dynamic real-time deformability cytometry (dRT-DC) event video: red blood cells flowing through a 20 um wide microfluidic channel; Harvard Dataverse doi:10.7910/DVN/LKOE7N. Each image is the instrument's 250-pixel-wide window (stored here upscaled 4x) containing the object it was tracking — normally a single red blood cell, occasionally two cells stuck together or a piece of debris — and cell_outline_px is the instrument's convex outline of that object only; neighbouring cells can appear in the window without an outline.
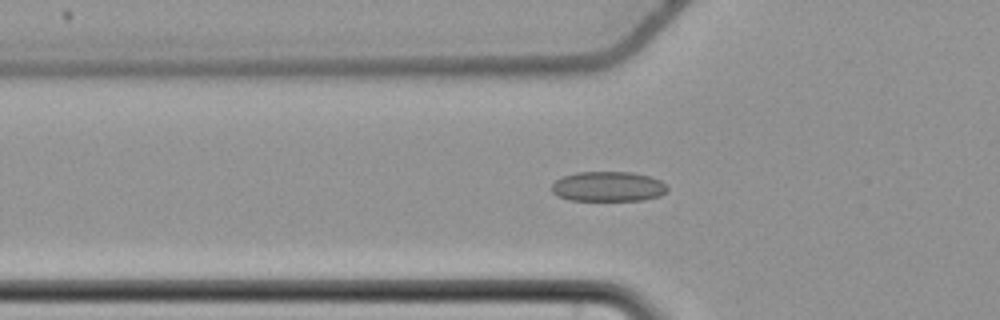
{"species": "common noctule bat (a hibernating species)", "species_latin": "Nyctalus noctula", "temperature_condition": "cold", "stored_images_in_passage": 58, "camera_frame_rate_fps": 3000, "um_per_image_px": 0.085, "animal": {"sex": "female", "body_mass_g": 22.7, "forearm_length_mm": 54.2}, "frame": {"image": 1, "passage_image": 21, "time_ms": 6.667, "image_size_px": [1000, 320], "cell_outline_px": [[668, 188], [660, 196], [644, 200], [568, 200], [552, 192], [552, 184], [556, 180], [564, 176], [576, 172], [632, 172], [648, 176], [660, 180]], "centroid_in_image_um": [51.69, 15.85], "position_along_channel_um": 74.1, "area_um2": 20.06}}
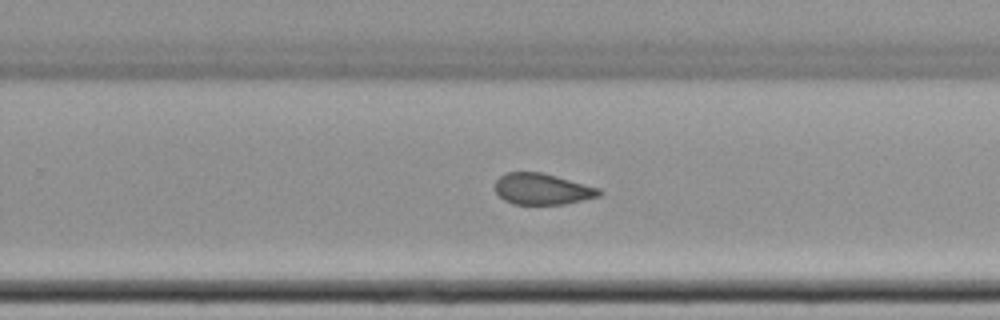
{"frame": {"image": 2, "passage_image": 38, "time_ms": 12.333, "image_size_px": [1000, 320], "cell_outline_px": [[604, 192], [600, 196], [564, 204], [512, 204], [504, 200], [496, 192], [496, 180], [500, 176], [508, 172], [540, 172], [556, 176], [600, 188]], "centroid_in_image_um": [46.11, 16.07], "position_along_channel_um": 283.7, "area_um2": 18.84}}
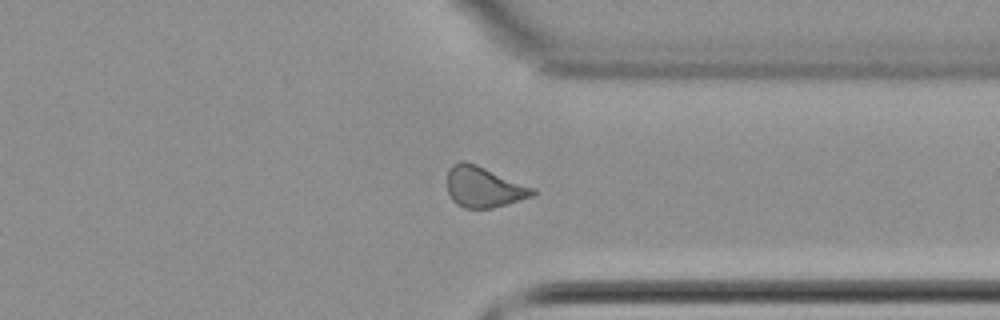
{"frame": {"image": 3, "passage_image": 45, "time_ms": 14.667, "image_size_px": [1000, 320], "cell_outline_px": [[536, 192], [532, 196], [508, 204], [492, 208], [464, 208], [456, 204], [448, 196], [448, 168], [452, 164], [460, 160], [464, 160], [476, 164], [536, 188]], "centroid_in_image_um": [41.11, 15.89], "position_along_channel_um": 370.3, "area_um2": 20.52}, "authors_computed_cell_mechanics": {"area_um2": 20.2011, "velocity_mm_per_s": 3.714, "shape_relaxation_time_tau1_ms": null, "shape_relaxation_time_tau2_ms": 2.1438, "deformation_change_tau1": null, "deformation_change_tau2": 0.0755}}